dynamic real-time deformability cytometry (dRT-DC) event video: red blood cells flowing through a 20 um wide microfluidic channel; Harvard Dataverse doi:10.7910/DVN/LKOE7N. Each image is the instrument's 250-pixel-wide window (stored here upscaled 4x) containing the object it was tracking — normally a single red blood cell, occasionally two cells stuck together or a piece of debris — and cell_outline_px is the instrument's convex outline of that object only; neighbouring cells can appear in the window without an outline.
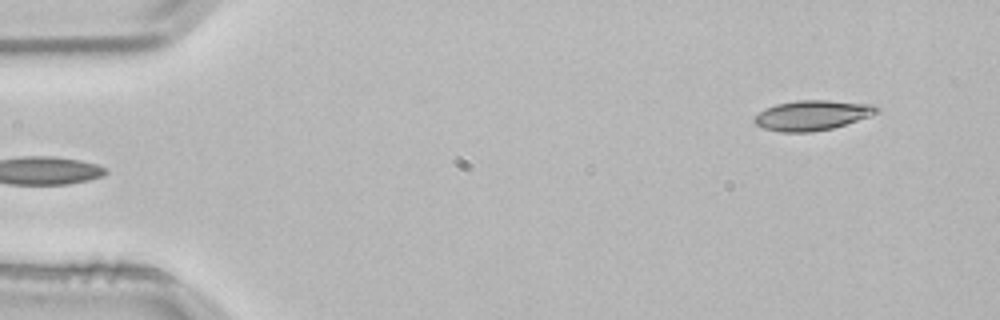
{"species": "common noctule bat (a hibernating species)", "species_latin": "Nyctalus noctula", "temperature_condition": "room temperature", "stored_images_in_passage": 3, "camera_frame_rate_fps": 3000, "um_per_image_px": 0.085, "animal": {"sex": "male", "body_mass_g": 21.5, "forearm_length_mm": 52.0}, "frame": {"image": 1, "passage_image": 3, "time_ms": 0.667, "image_size_px": [1000, 320], "cell_outline_px": [[880, 112], [832, 128], [812, 132], [780, 132], [764, 128], [756, 124], [752, 120], [752, 116], [764, 108], [776, 104], [796, 100], [828, 100], [872, 104], [880, 108]], "centroid_in_image_um": [68.98, 9.79], "position_along_channel_um": 16.0, "area_um2": 21.44}}